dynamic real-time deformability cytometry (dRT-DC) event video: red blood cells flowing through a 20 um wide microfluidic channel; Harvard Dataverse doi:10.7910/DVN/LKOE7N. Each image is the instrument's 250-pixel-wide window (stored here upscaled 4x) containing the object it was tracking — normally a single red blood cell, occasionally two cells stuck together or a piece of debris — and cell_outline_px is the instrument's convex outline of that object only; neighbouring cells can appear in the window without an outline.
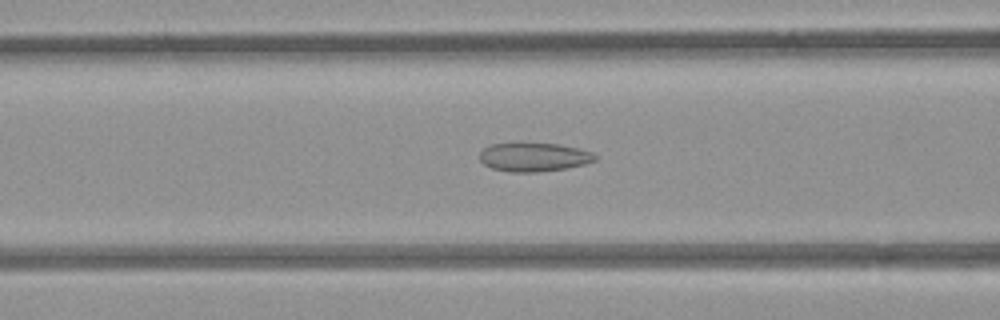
{"species": "common noctule bat (a hibernating species)", "species_latin": "Nyctalus noctula", "temperature_condition": "room temperature", "stored_images_in_passage": 39, "camera_frame_rate_fps": 3000, "um_per_image_px": 0.085, "animal": {"sex": "female", "body_mass_g": 21.9}, "frame": {"image": 1, "passage_image": 8, "time_ms": 2.333, "image_size_px": [1000, 320], "cell_outline_px": [[596, 160], [584, 164], [568, 168], [540, 172], [512, 172], [492, 168], [484, 164], [480, 160], [480, 152], [484, 148], [492, 144], [516, 140], [556, 144], [580, 148], [592, 152], [596, 156]], "centroid_in_image_um": [45.35, 13.31], "position_along_channel_um": 121.2, "area_um2": 20.06}}
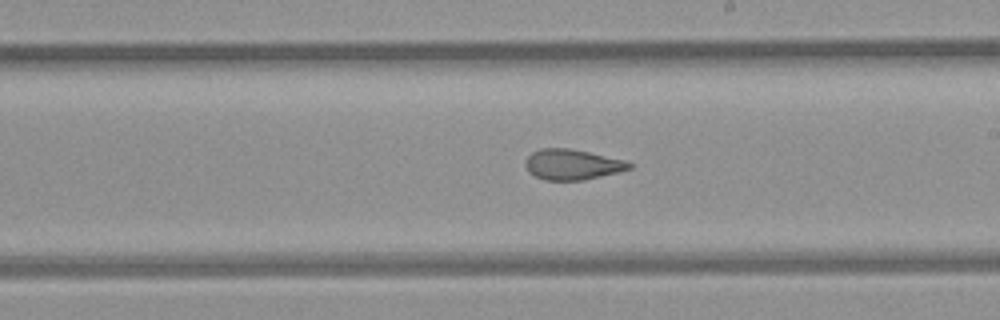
{"frame": {"image": 2, "passage_image": 17, "time_ms": 5.333, "image_size_px": [1000, 320], "cell_outline_px": [[632, 168], [620, 172], [584, 180], [544, 180], [528, 172], [524, 164], [528, 156], [532, 152], [540, 148], [568, 148], [588, 152], [624, 160], [632, 164]], "centroid_in_image_um": [48.63, 13.99], "position_along_channel_um": 240.4, "area_um2": 18.44}}
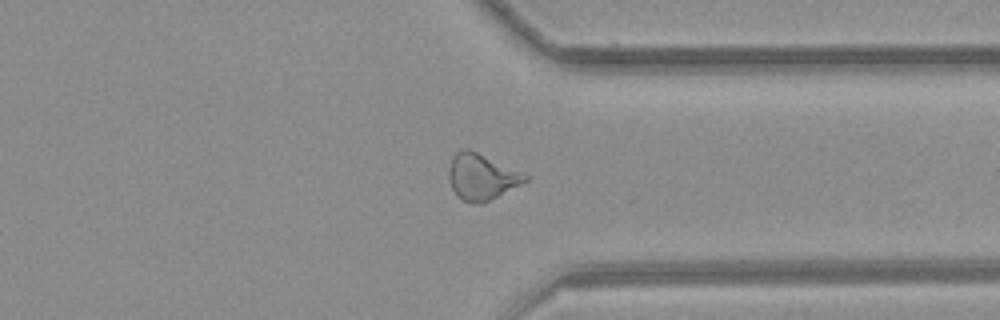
{"frame": {"image": 3, "passage_image": 27, "time_ms": 8.667, "image_size_px": [1000, 320], "cell_outline_px": [[528, 180], [480, 204], [472, 204], [460, 200], [456, 196], [452, 188], [448, 176], [448, 168], [452, 156], [460, 148], [468, 148], [520, 172], [528, 176]], "centroid_in_image_um": [40.84, 15.03], "position_along_channel_um": 370.6, "area_um2": 20.23}, "authors_computed_cell_mechanics": {"area_um2": 20.0566, "velocity_mm_per_s": 3.9596, "shape_relaxation_time_tau1_ms": null, "shape_relaxation_time_tau2_ms": 1.721, "deformation_change_tau1": null, "deformation_change_tau2": 0.0842}}